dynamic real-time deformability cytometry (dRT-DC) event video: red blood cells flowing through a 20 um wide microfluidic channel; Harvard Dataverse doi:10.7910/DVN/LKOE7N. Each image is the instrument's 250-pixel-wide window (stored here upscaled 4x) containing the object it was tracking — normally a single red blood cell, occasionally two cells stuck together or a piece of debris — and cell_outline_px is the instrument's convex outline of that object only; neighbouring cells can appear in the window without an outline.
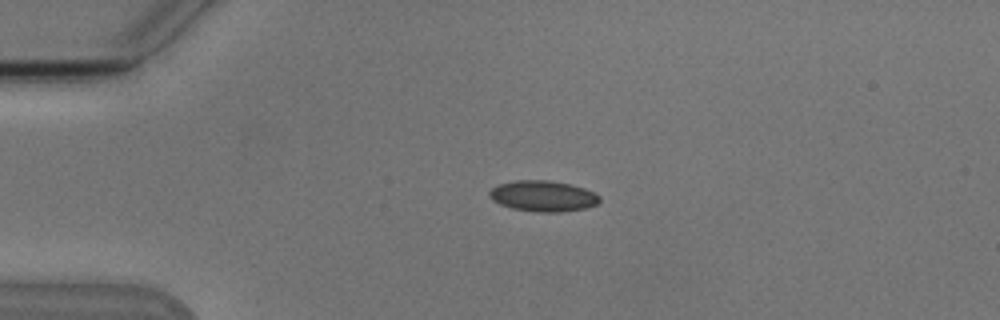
{"species": "Egyptian fruit bat (a non-hibernating species)", "species_latin": "Rousettus aegyptiacus", "temperature_condition": "cold", "stored_images_in_passage": 3, "camera_frame_rate_fps": 3000, "um_per_image_px": 0.085, "animal": {"sex": "male"}, "frame": {"image": 1, "passage_image": 2, "time_ms": 1.333, "image_size_px": [1000, 320], "cell_outline_px": [[600, 200], [596, 204], [584, 208], [560, 212], [536, 212], [512, 208], [500, 204], [492, 200], [488, 196], [488, 192], [492, 188], [500, 184], [516, 180], [548, 180], [572, 184], [584, 188], [600, 196]], "centroid_in_image_um": [46.14, 16.66], "position_along_channel_um": 38.9, "area_um2": 19.77}}